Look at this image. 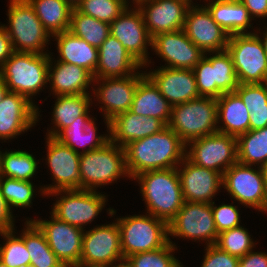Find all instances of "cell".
Wrapping results in <instances>:
<instances>
[{
	"label": "cell",
	"mask_w": 267,
	"mask_h": 267,
	"mask_svg": "<svg viewBox=\"0 0 267 267\" xmlns=\"http://www.w3.org/2000/svg\"><path fill=\"white\" fill-rule=\"evenodd\" d=\"M263 38V39H262ZM262 38H261V41L263 43V46H264V49H265V53L267 55V28H266V31L264 33L263 31V35H262Z\"/></svg>",
	"instance_id": "obj_54"
},
{
	"label": "cell",
	"mask_w": 267,
	"mask_h": 267,
	"mask_svg": "<svg viewBox=\"0 0 267 267\" xmlns=\"http://www.w3.org/2000/svg\"><path fill=\"white\" fill-rule=\"evenodd\" d=\"M1 156H2V151H0V167H1Z\"/></svg>",
	"instance_id": "obj_61"
},
{
	"label": "cell",
	"mask_w": 267,
	"mask_h": 267,
	"mask_svg": "<svg viewBox=\"0 0 267 267\" xmlns=\"http://www.w3.org/2000/svg\"><path fill=\"white\" fill-rule=\"evenodd\" d=\"M64 192V193H63ZM53 206L52 215L72 226L84 229L86 224L92 222L106 205L104 194L96 190L71 189L54 191L49 195H60ZM85 224V225H84Z\"/></svg>",
	"instance_id": "obj_11"
},
{
	"label": "cell",
	"mask_w": 267,
	"mask_h": 267,
	"mask_svg": "<svg viewBox=\"0 0 267 267\" xmlns=\"http://www.w3.org/2000/svg\"><path fill=\"white\" fill-rule=\"evenodd\" d=\"M44 233L48 245L65 267H79L85 230L51 215V220H32Z\"/></svg>",
	"instance_id": "obj_15"
},
{
	"label": "cell",
	"mask_w": 267,
	"mask_h": 267,
	"mask_svg": "<svg viewBox=\"0 0 267 267\" xmlns=\"http://www.w3.org/2000/svg\"><path fill=\"white\" fill-rule=\"evenodd\" d=\"M168 235L206 241L214 245L218 232L215 226L211 203L184 201L183 206L168 223ZM208 242V243H207Z\"/></svg>",
	"instance_id": "obj_13"
},
{
	"label": "cell",
	"mask_w": 267,
	"mask_h": 267,
	"mask_svg": "<svg viewBox=\"0 0 267 267\" xmlns=\"http://www.w3.org/2000/svg\"><path fill=\"white\" fill-rule=\"evenodd\" d=\"M117 267H129L125 262L119 263Z\"/></svg>",
	"instance_id": "obj_58"
},
{
	"label": "cell",
	"mask_w": 267,
	"mask_h": 267,
	"mask_svg": "<svg viewBox=\"0 0 267 267\" xmlns=\"http://www.w3.org/2000/svg\"><path fill=\"white\" fill-rule=\"evenodd\" d=\"M95 121L88 114L78 117L71 125L62 129L54 138L59 142L69 146L77 153H86L91 150L102 148L110 141V136H97ZM88 148L79 152L76 146Z\"/></svg>",
	"instance_id": "obj_28"
},
{
	"label": "cell",
	"mask_w": 267,
	"mask_h": 267,
	"mask_svg": "<svg viewBox=\"0 0 267 267\" xmlns=\"http://www.w3.org/2000/svg\"><path fill=\"white\" fill-rule=\"evenodd\" d=\"M47 163L52 172L54 185L41 187L42 195L54 191L81 189L80 153L47 136Z\"/></svg>",
	"instance_id": "obj_14"
},
{
	"label": "cell",
	"mask_w": 267,
	"mask_h": 267,
	"mask_svg": "<svg viewBox=\"0 0 267 267\" xmlns=\"http://www.w3.org/2000/svg\"><path fill=\"white\" fill-rule=\"evenodd\" d=\"M8 18L9 27L4 28L15 52L47 54L43 50L51 35L28 0H10Z\"/></svg>",
	"instance_id": "obj_5"
},
{
	"label": "cell",
	"mask_w": 267,
	"mask_h": 267,
	"mask_svg": "<svg viewBox=\"0 0 267 267\" xmlns=\"http://www.w3.org/2000/svg\"><path fill=\"white\" fill-rule=\"evenodd\" d=\"M176 249L175 244L168 242L161 248L130 255L125 259L129 267H183L171 253Z\"/></svg>",
	"instance_id": "obj_39"
},
{
	"label": "cell",
	"mask_w": 267,
	"mask_h": 267,
	"mask_svg": "<svg viewBox=\"0 0 267 267\" xmlns=\"http://www.w3.org/2000/svg\"><path fill=\"white\" fill-rule=\"evenodd\" d=\"M56 37L57 50L60 59L57 61L70 63L82 67L92 74L98 65V48L88 44L84 39L78 38L70 31L53 35Z\"/></svg>",
	"instance_id": "obj_29"
},
{
	"label": "cell",
	"mask_w": 267,
	"mask_h": 267,
	"mask_svg": "<svg viewBox=\"0 0 267 267\" xmlns=\"http://www.w3.org/2000/svg\"><path fill=\"white\" fill-rule=\"evenodd\" d=\"M129 9L127 6L110 23V34L119 40L123 47L144 67L149 62L147 45L152 46V38L147 31L140 9L138 7H134L133 10Z\"/></svg>",
	"instance_id": "obj_16"
},
{
	"label": "cell",
	"mask_w": 267,
	"mask_h": 267,
	"mask_svg": "<svg viewBox=\"0 0 267 267\" xmlns=\"http://www.w3.org/2000/svg\"><path fill=\"white\" fill-rule=\"evenodd\" d=\"M13 52L11 40L2 25L0 26V69Z\"/></svg>",
	"instance_id": "obj_51"
},
{
	"label": "cell",
	"mask_w": 267,
	"mask_h": 267,
	"mask_svg": "<svg viewBox=\"0 0 267 267\" xmlns=\"http://www.w3.org/2000/svg\"><path fill=\"white\" fill-rule=\"evenodd\" d=\"M129 6L122 0H83L76 9L102 22L112 23Z\"/></svg>",
	"instance_id": "obj_42"
},
{
	"label": "cell",
	"mask_w": 267,
	"mask_h": 267,
	"mask_svg": "<svg viewBox=\"0 0 267 267\" xmlns=\"http://www.w3.org/2000/svg\"><path fill=\"white\" fill-rule=\"evenodd\" d=\"M238 267H267V254L249 251L239 258Z\"/></svg>",
	"instance_id": "obj_49"
},
{
	"label": "cell",
	"mask_w": 267,
	"mask_h": 267,
	"mask_svg": "<svg viewBox=\"0 0 267 267\" xmlns=\"http://www.w3.org/2000/svg\"><path fill=\"white\" fill-rule=\"evenodd\" d=\"M0 190L10 208H26L32 204L35 189L31 181L0 177Z\"/></svg>",
	"instance_id": "obj_41"
},
{
	"label": "cell",
	"mask_w": 267,
	"mask_h": 267,
	"mask_svg": "<svg viewBox=\"0 0 267 267\" xmlns=\"http://www.w3.org/2000/svg\"><path fill=\"white\" fill-rule=\"evenodd\" d=\"M238 162L243 165L267 163V127L249 130L237 137Z\"/></svg>",
	"instance_id": "obj_35"
},
{
	"label": "cell",
	"mask_w": 267,
	"mask_h": 267,
	"mask_svg": "<svg viewBox=\"0 0 267 267\" xmlns=\"http://www.w3.org/2000/svg\"><path fill=\"white\" fill-rule=\"evenodd\" d=\"M267 127V108L253 109L250 112L249 130Z\"/></svg>",
	"instance_id": "obj_52"
},
{
	"label": "cell",
	"mask_w": 267,
	"mask_h": 267,
	"mask_svg": "<svg viewBox=\"0 0 267 267\" xmlns=\"http://www.w3.org/2000/svg\"><path fill=\"white\" fill-rule=\"evenodd\" d=\"M69 31L88 44L99 48L110 35V24L72 9Z\"/></svg>",
	"instance_id": "obj_36"
},
{
	"label": "cell",
	"mask_w": 267,
	"mask_h": 267,
	"mask_svg": "<svg viewBox=\"0 0 267 267\" xmlns=\"http://www.w3.org/2000/svg\"><path fill=\"white\" fill-rule=\"evenodd\" d=\"M21 267H35L34 265H31V264H29V265H23V266H21Z\"/></svg>",
	"instance_id": "obj_60"
},
{
	"label": "cell",
	"mask_w": 267,
	"mask_h": 267,
	"mask_svg": "<svg viewBox=\"0 0 267 267\" xmlns=\"http://www.w3.org/2000/svg\"><path fill=\"white\" fill-rule=\"evenodd\" d=\"M38 107L25 96L8 91L0 102V139L15 138L38 121Z\"/></svg>",
	"instance_id": "obj_21"
},
{
	"label": "cell",
	"mask_w": 267,
	"mask_h": 267,
	"mask_svg": "<svg viewBox=\"0 0 267 267\" xmlns=\"http://www.w3.org/2000/svg\"><path fill=\"white\" fill-rule=\"evenodd\" d=\"M217 100L218 132L238 137L249 131L250 112L236 92L222 94Z\"/></svg>",
	"instance_id": "obj_30"
},
{
	"label": "cell",
	"mask_w": 267,
	"mask_h": 267,
	"mask_svg": "<svg viewBox=\"0 0 267 267\" xmlns=\"http://www.w3.org/2000/svg\"><path fill=\"white\" fill-rule=\"evenodd\" d=\"M151 48L167 62V68L193 69L205 56L184 30L161 33L152 38Z\"/></svg>",
	"instance_id": "obj_20"
},
{
	"label": "cell",
	"mask_w": 267,
	"mask_h": 267,
	"mask_svg": "<svg viewBox=\"0 0 267 267\" xmlns=\"http://www.w3.org/2000/svg\"><path fill=\"white\" fill-rule=\"evenodd\" d=\"M166 125L157 118L145 117L130 110L109 121L110 141L123 148L132 141L160 132Z\"/></svg>",
	"instance_id": "obj_25"
},
{
	"label": "cell",
	"mask_w": 267,
	"mask_h": 267,
	"mask_svg": "<svg viewBox=\"0 0 267 267\" xmlns=\"http://www.w3.org/2000/svg\"><path fill=\"white\" fill-rule=\"evenodd\" d=\"M8 91L9 89L7 88L5 82L0 78V102L3 100Z\"/></svg>",
	"instance_id": "obj_53"
},
{
	"label": "cell",
	"mask_w": 267,
	"mask_h": 267,
	"mask_svg": "<svg viewBox=\"0 0 267 267\" xmlns=\"http://www.w3.org/2000/svg\"><path fill=\"white\" fill-rule=\"evenodd\" d=\"M124 260L130 255L153 251L168 242V224L151 214L117 218Z\"/></svg>",
	"instance_id": "obj_7"
},
{
	"label": "cell",
	"mask_w": 267,
	"mask_h": 267,
	"mask_svg": "<svg viewBox=\"0 0 267 267\" xmlns=\"http://www.w3.org/2000/svg\"><path fill=\"white\" fill-rule=\"evenodd\" d=\"M215 55L206 58L213 66L214 82L216 83V99L222 94L235 92L239 86L230 54L227 50L214 52Z\"/></svg>",
	"instance_id": "obj_38"
},
{
	"label": "cell",
	"mask_w": 267,
	"mask_h": 267,
	"mask_svg": "<svg viewBox=\"0 0 267 267\" xmlns=\"http://www.w3.org/2000/svg\"><path fill=\"white\" fill-rule=\"evenodd\" d=\"M145 74L172 106L200 97L192 69H174L162 66Z\"/></svg>",
	"instance_id": "obj_23"
},
{
	"label": "cell",
	"mask_w": 267,
	"mask_h": 267,
	"mask_svg": "<svg viewBox=\"0 0 267 267\" xmlns=\"http://www.w3.org/2000/svg\"><path fill=\"white\" fill-rule=\"evenodd\" d=\"M50 56L48 66V82L55 95L89 94L86 91L94 81L93 74L88 70L74 64L57 61L52 66ZM53 70V71H52Z\"/></svg>",
	"instance_id": "obj_26"
},
{
	"label": "cell",
	"mask_w": 267,
	"mask_h": 267,
	"mask_svg": "<svg viewBox=\"0 0 267 267\" xmlns=\"http://www.w3.org/2000/svg\"><path fill=\"white\" fill-rule=\"evenodd\" d=\"M143 67L111 34L98 48V65L94 79L127 77Z\"/></svg>",
	"instance_id": "obj_24"
},
{
	"label": "cell",
	"mask_w": 267,
	"mask_h": 267,
	"mask_svg": "<svg viewBox=\"0 0 267 267\" xmlns=\"http://www.w3.org/2000/svg\"><path fill=\"white\" fill-rule=\"evenodd\" d=\"M210 2L206 7L215 22L229 35L245 34L247 28H251L252 18L240 0H211Z\"/></svg>",
	"instance_id": "obj_31"
},
{
	"label": "cell",
	"mask_w": 267,
	"mask_h": 267,
	"mask_svg": "<svg viewBox=\"0 0 267 267\" xmlns=\"http://www.w3.org/2000/svg\"><path fill=\"white\" fill-rule=\"evenodd\" d=\"M14 231L1 232L5 244L0 246V259L9 267L29 265L31 258L23 241V233L16 237Z\"/></svg>",
	"instance_id": "obj_43"
},
{
	"label": "cell",
	"mask_w": 267,
	"mask_h": 267,
	"mask_svg": "<svg viewBox=\"0 0 267 267\" xmlns=\"http://www.w3.org/2000/svg\"><path fill=\"white\" fill-rule=\"evenodd\" d=\"M144 73L129 75L127 77L99 78L94 79L97 84L102 81L97 89H93L103 110L109 130V121L120 113L130 110L139 81L145 76Z\"/></svg>",
	"instance_id": "obj_18"
},
{
	"label": "cell",
	"mask_w": 267,
	"mask_h": 267,
	"mask_svg": "<svg viewBox=\"0 0 267 267\" xmlns=\"http://www.w3.org/2000/svg\"><path fill=\"white\" fill-rule=\"evenodd\" d=\"M134 179L141 184L140 192L147 204V213L168 224L184 203L177 168L146 171Z\"/></svg>",
	"instance_id": "obj_2"
},
{
	"label": "cell",
	"mask_w": 267,
	"mask_h": 267,
	"mask_svg": "<svg viewBox=\"0 0 267 267\" xmlns=\"http://www.w3.org/2000/svg\"><path fill=\"white\" fill-rule=\"evenodd\" d=\"M124 149L126 169L129 178L133 179L146 171L177 168L185 158L187 148L166 126L158 133L132 141Z\"/></svg>",
	"instance_id": "obj_1"
},
{
	"label": "cell",
	"mask_w": 267,
	"mask_h": 267,
	"mask_svg": "<svg viewBox=\"0 0 267 267\" xmlns=\"http://www.w3.org/2000/svg\"><path fill=\"white\" fill-rule=\"evenodd\" d=\"M239 258L221 250L216 245L206 246L201 267H238Z\"/></svg>",
	"instance_id": "obj_47"
},
{
	"label": "cell",
	"mask_w": 267,
	"mask_h": 267,
	"mask_svg": "<svg viewBox=\"0 0 267 267\" xmlns=\"http://www.w3.org/2000/svg\"><path fill=\"white\" fill-rule=\"evenodd\" d=\"M239 162L223 174L222 186L240 204L259 211H267V190L262 170Z\"/></svg>",
	"instance_id": "obj_12"
},
{
	"label": "cell",
	"mask_w": 267,
	"mask_h": 267,
	"mask_svg": "<svg viewBox=\"0 0 267 267\" xmlns=\"http://www.w3.org/2000/svg\"><path fill=\"white\" fill-rule=\"evenodd\" d=\"M263 173V178L265 180V186L267 190V163L260 167Z\"/></svg>",
	"instance_id": "obj_55"
},
{
	"label": "cell",
	"mask_w": 267,
	"mask_h": 267,
	"mask_svg": "<svg viewBox=\"0 0 267 267\" xmlns=\"http://www.w3.org/2000/svg\"><path fill=\"white\" fill-rule=\"evenodd\" d=\"M41 24L55 35L69 31L72 7L65 0H28Z\"/></svg>",
	"instance_id": "obj_32"
},
{
	"label": "cell",
	"mask_w": 267,
	"mask_h": 267,
	"mask_svg": "<svg viewBox=\"0 0 267 267\" xmlns=\"http://www.w3.org/2000/svg\"><path fill=\"white\" fill-rule=\"evenodd\" d=\"M185 157L193 164L212 169L222 176L233 164L238 162L237 137L214 133L191 140Z\"/></svg>",
	"instance_id": "obj_9"
},
{
	"label": "cell",
	"mask_w": 267,
	"mask_h": 267,
	"mask_svg": "<svg viewBox=\"0 0 267 267\" xmlns=\"http://www.w3.org/2000/svg\"><path fill=\"white\" fill-rule=\"evenodd\" d=\"M11 211L7 200L2 196L0 190V233L15 230Z\"/></svg>",
	"instance_id": "obj_48"
},
{
	"label": "cell",
	"mask_w": 267,
	"mask_h": 267,
	"mask_svg": "<svg viewBox=\"0 0 267 267\" xmlns=\"http://www.w3.org/2000/svg\"><path fill=\"white\" fill-rule=\"evenodd\" d=\"M183 30L205 54L224 51L228 45L230 35L215 22L206 6H189Z\"/></svg>",
	"instance_id": "obj_17"
},
{
	"label": "cell",
	"mask_w": 267,
	"mask_h": 267,
	"mask_svg": "<svg viewBox=\"0 0 267 267\" xmlns=\"http://www.w3.org/2000/svg\"><path fill=\"white\" fill-rule=\"evenodd\" d=\"M122 175L129 177L122 146L109 141L102 148L80 154L81 189L96 190Z\"/></svg>",
	"instance_id": "obj_6"
},
{
	"label": "cell",
	"mask_w": 267,
	"mask_h": 267,
	"mask_svg": "<svg viewBox=\"0 0 267 267\" xmlns=\"http://www.w3.org/2000/svg\"><path fill=\"white\" fill-rule=\"evenodd\" d=\"M181 163L184 167H177V172L184 201L212 203L211 198L222 186L223 176L212 169L193 164L186 157Z\"/></svg>",
	"instance_id": "obj_22"
},
{
	"label": "cell",
	"mask_w": 267,
	"mask_h": 267,
	"mask_svg": "<svg viewBox=\"0 0 267 267\" xmlns=\"http://www.w3.org/2000/svg\"><path fill=\"white\" fill-rule=\"evenodd\" d=\"M226 50L239 84L267 83V55L257 32L230 35Z\"/></svg>",
	"instance_id": "obj_8"
},
{
	"label": "cell",
	"mask_w": 267,
	"mask_h": 267,
	"mask_svg": "<svg viewBox=\"0 0 267 267\" xmlns=\"http://www.w3.org/2000/svg\"><path fill=\"white\" fill-rule=\"evenodd\" d=\"M211 206L218 234L241 226L238 206L223 203L217 207L216 205L214 206V202L211 203Z\"/></svg>",
	"instance_id": "obj_46"
},
{
	"label": "cell",
	"mask_w": 267,
	"mask_h": 267,
	"mask_svg": "<svg viewBox=\"0 0 267 267\" xmlns=\"http://www.w3.org/2000/svg\"><path fill=\"white\" fill-rule=\"evenodd\" d=\"M125 4H129L127 0H122ZM143 0H133V2L138 6Z\"/></svg>",
	"instance_id": "obj_57"
},
{
	"label": "cell",
	"mask_w": 267,
	"mask_h": 267,
	"mask_svg": "<svg viewBox=\"0 0 267 267\" xmlns=\"http://www.w3.org/2000/svg\"><path fill=\"white\" fill-rule=\"evenodd\" d=\"M251 18L267 17V0H240Z\"/></svg>",
	"instance_id": "obj_50"
},
{
	"label": "cell",
	"mask_w": 267,
	"mask_h": 267,
	"mask_svg": "<svg viewBox=\"0 0 267 267\" xmlns=\"http://www.w3.org/2000/svg\"><path fill=\"white\" fill-rule=\"evenodd\" d=\"M217 100L198 97L172 106L168 127L188 144L191 140L218 132Z\"/></svg>",
	"instance_id": "obj_4"
},
{
	"label": "cell",
	"mask_w": 267,
	"mask_h": 267,
	"mask_svg": "<svg viewBox=\"0 0 267 267\" xmlns=\"http://www.w3.org/2000/svg\"><path fill=\"white\" fill-rule=\"evenodd\" d=\"M192 70L199 95L216 99V83L211 62L204 56Z\"/></svg>",
	"instance_id": "obj_44"
},
{
	"label": "cell",
	"mask_w": 267,
	"mask_h": 267,
	"mask_svg": "<svg viewBox=\"0 0 267 267\" xmlns=\"http://www.w3.org/2000/svg\"><path fill=\"white\" fill-rule=\"evenodd\" d=\"M235 92L249 112L253 109L267 108V83L239 84Z\"/></svg>",
	"instance_id": "obj_45"
},
{
	"label": "cell",
	"mask_w": 267,
	"mask_h": 267,
	"mask_svg": "<svg viewBox=\"0 0 267 267\" xmlns=\"http://www.w3.org/2000/svg\"><path fill=\"white\" fill-rule=\"evenodd\" d=\"M250 236L246 228L239 226L219 233L214 245L230 255L240 258L252 251L255 246Z\"/></svg>",
	"instance_id": "obj_40"
},
{
	"label": "cell",
	"mask_w": 267,
	"mask_h": 267,
	"mask_svg": "<svg viewBox=\"0 0 267 267\" xmlns=\"http://www.w3.org/2000/svg\"><path fill=\"white\" fill-rule=\"evenodd\" d=\"M37 165L35 157L26 151H5L1 156L0 177L30 181Z\"/></svg>",
	"instance_id": "obj_37"
},
{
	"label": "cell",
	"mask_w": 267,
	"mask_h": 267,
	"mask_svg": "<svg viewBox=\"0 0 267 267\" xmlns=\"http://www.w3.org/2000/svg\"><path fill=\"white\" fill-rule=\"evenodd\" d=\"M0 267H9V266L6 265V264L0 259Z\"/></svg>",
	"instance_id": "obj_59"
},
{
	"label": "cell",
	"mask_w": 267,
	"mask_h": 267,
	"mask_svg": "<svg viewBox=\"0 0 267 267\" xmlns=\"http://www.w3.org/2000/svg\"><path fill=\"white\" fill-rule=\"evenodd\" d=\"M118 261L125 262L117 221L84 232L79 267H117Z\"/></svg>",
	"instance_id": "obj_10"
},
{
	"label": "cell",
	"mask_w": 267,
	"mask_h": 267,
	"mask_svg": "<svg viewBox=\"0 0 267 267\" xmlns=\"http://www.w3.org/2000/svg\"><path fill=\"white\" fill-rule=\"evenodd\" d=\"M190 5L188 0H143L136 7L142 12L147 31L153 38L161 33L183 30Z\"/></svg>",
	"instance_id": "obj_19"
},
{
	"label": "cell",
	"mask_w": 267,
	"mask_h": 267,
	"mask_svg": "<svg viewBox=\"0 0 267 267\" xmlns=\"http://www.w3.org/2000/svg\"><path fill=\"white\" fill-rule=\"evenodd\" d=\"M23 241L31 258L30 264L35 267H65L51 250L44 233L32 221H26Z\"/></svg>",
	"instance_id": "obj_34"
},
{
	"label": "cell",
	"mask_w": 267,
	"mask_h": 267,
	"mask_svg": "<svg viewBox=\"0 0 267 267\" xmlns=\"http://www.w3.org/2000/svg\"><path fill=\"white\" fill-rule=\"evenodd\" d=\"M72 8H76L83 0H65Z\"/></svg>",
	"instance_id": "obj_56"
},
{
	"label": "cell",
	"mask_w": 267,
	"mask_h": 267,
	"mask_svg": "<svg viewBox=\"0 0 267 267\" xmlns=\"http://www.w3.org/2000/svg\"><path fill=\"white\" fill-rule=\"evenodd\" d=\"M90 103H92V99L89 94L58 95L52 112V120L56 129L49 130L47 136L55 137L78 117L89 114V106L92 105Z\"/></svg>",
	"instance_id": "obj_33"
},
{
	"label": "cell",
	"mask_w": 267,
	"mask_h": 267,
	"mask_svg": "<svg viewBox=\"0 0 267 267\" xmlns=\"http://www.w3.org/2000/svg\"><path fill=\"white\" fill-rule=\"evenodd\" d=\"M130 111L137 115L160 119L167 126L171 118L172 105L145 75L137 85Z\"/></svg>",
	"instance_id": "obj_27"
},
{
	"label": "cell",
	"mask_w": 267,
	"mask_h": 267,
	"mask_svg": "<svg viewBox=\"0 0 267 267\" xmlns=\"http://www.w3.org/2000/svg\"><path fill=\"white\" fill-rule=\"evenodd\" d=\"M50 55L13 52L0 69V78L9 91L25 96L32 102L48 82ZM31 99V100H30Z\"/></svg>",
	"instance_id": "obj_3"
}]
</instances>
